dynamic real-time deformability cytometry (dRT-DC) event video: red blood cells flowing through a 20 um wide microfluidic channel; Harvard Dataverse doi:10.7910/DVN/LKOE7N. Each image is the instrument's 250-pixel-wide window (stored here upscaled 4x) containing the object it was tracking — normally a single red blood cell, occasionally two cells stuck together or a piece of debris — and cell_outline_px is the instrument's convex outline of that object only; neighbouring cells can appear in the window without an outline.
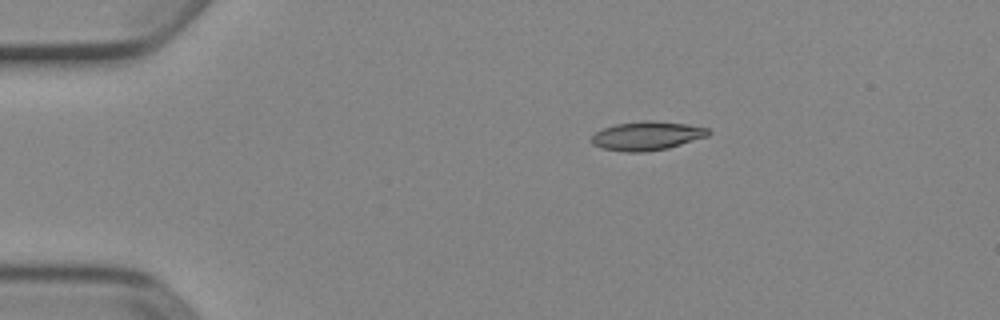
{"species": "Egyptian fruit bat (a non-hibernating species)", "species_latin": "Rousettus aegyptiacus", "temperature_condition": "cold", "stored_images_in_passage": 7, "camera_frame_rate_fps": 3000, "um_per_image_px": 0.085, "animal": {"sex": "female"}, "frame": {"image": 1, "passage_image": 3, "time_ms": 0.667, "image_size_px": [1000, 320], "cell_outline_px": [[712, 132], [708, 136], [668, 148], [644, 152], [628, 152], [604, 148], [592, 144], [592, 136], [596, 132], [604, 128], [616, 124], [644, 120], [652, 120], [688, 124], [708, 128]], "centroid_in_image_um": [55.03, 11.53], "position_along_channel_um": 30.0, "area_um2": 19.54}}
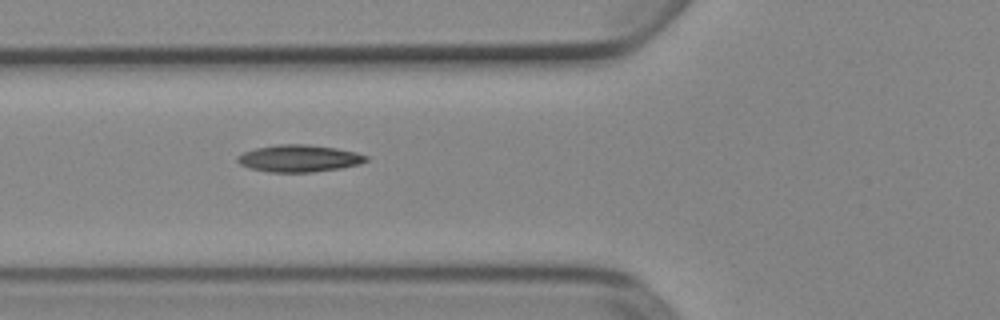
{"frame": {"image": 2, "passage_image": 6, "time_ms": 1.667, "image_size_px": [1000, 320], "cell_outline_px": [[368, 160], [360, 164], [340, 168], [312, 172], [268, 172], [248, 168], [240, 164], [236, 160], [236, 156], [244, 152], [256, 148], [276, 144], [304, 144], [336, 148], [356, 152], [368, 156]], "centroid_in_image_um": [25.4, 13.46], "position_along_channel_um": 100.4, "area_um2": 20.35}}
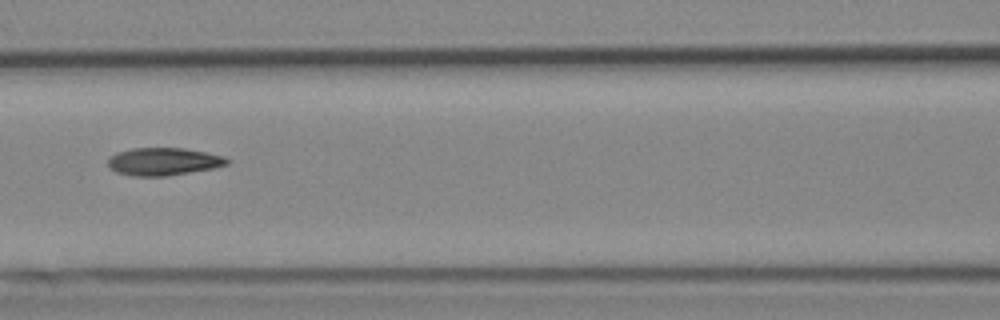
{"frame": {"image": 3, "passage_image": 7, "time_ms": 2.0, "image_size_px": [1000, 320], "cell_outline_px": [[228, 164], [212, 168], [168, 176], [132, 176], [116, 172], [108, 168], [108, 156], [116, 152], [132, 148], [184, 148], [224, 156], [228, 160]], "centroid_in_image_um": [13.82, 13.73], "position_along_channel_um": 152.8, "area_um2": 19.25}}